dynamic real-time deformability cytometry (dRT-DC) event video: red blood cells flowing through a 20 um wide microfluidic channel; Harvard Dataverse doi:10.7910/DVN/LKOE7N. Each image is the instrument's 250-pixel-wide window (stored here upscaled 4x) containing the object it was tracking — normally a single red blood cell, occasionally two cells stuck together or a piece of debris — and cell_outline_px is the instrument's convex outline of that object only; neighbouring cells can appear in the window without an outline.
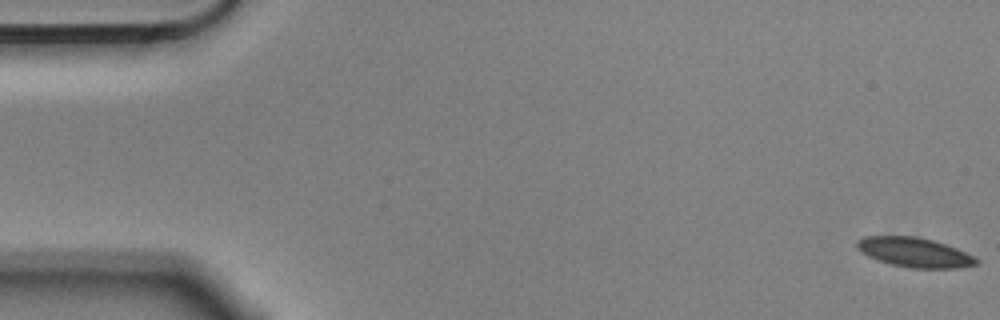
{"species": "Egyptian fruit bat (a non-hibernating species)", "species_latin": "Rousettus aegyptiacus", "temperature_condition": "cold", "stored_images_in_passage": 3, "camera_frame_rate_fps": 3000, "um_per_image_px": 0.085, "animal": {"sex": "male"}, "frame": {"image": 1, "passage_image": 1, "time_ms": 0.0, "image_size_px": [1000, 320], "cell_outline_px": [[980, 264], [960, 268], [908, 268], [876, 260], [868, 256], [856, 248], [856, 240], [864, 236], [916, 236], [932, 240], [956, 248], [980, 260]], "centroid_in_image_um": [77.72, 21.45], "position_along_channel_um": 7.3, "area_um2": 20.63}}